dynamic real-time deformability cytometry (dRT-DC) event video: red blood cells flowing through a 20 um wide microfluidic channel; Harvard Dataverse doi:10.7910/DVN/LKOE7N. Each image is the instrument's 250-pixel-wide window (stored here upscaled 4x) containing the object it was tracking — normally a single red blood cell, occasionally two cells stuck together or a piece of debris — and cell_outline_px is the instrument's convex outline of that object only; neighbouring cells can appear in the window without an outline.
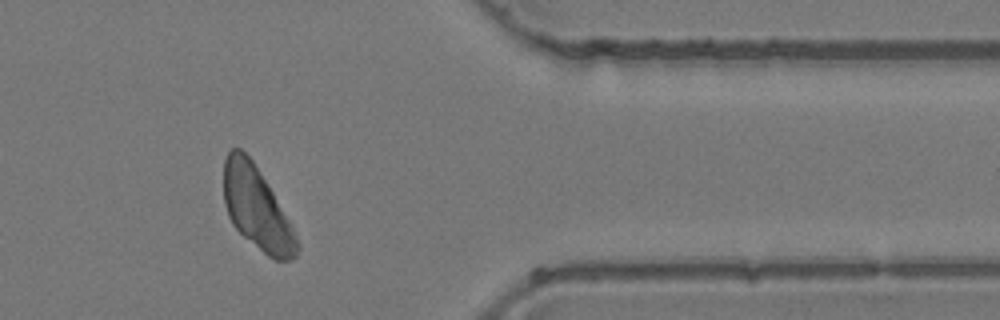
{"species": "common noctule bat (a hibernating species)", "species_latin": "Nyctalus noctula", "temperature_condition": "room temperature", "stored_images_in_passage": 47, "camera_frame_rate_fps": 3000, "um_per_image_px": 0.085, "animal": {"sex": "female", "body_mass_g": 24.6, "forearm_length_mm": 56.2}, "frame": {"image": 1, "passage_image": 39, "time_ms": 12.667, "image_size_px": [1000, 320], "cell_outline_px": [[300, 248], [296, 256], [292, 260], [276, 260], [268, 256], [244, 236], [232, 224], [228, 216], [224, 204], [224, 160], [228, 152], [232, 148], [240, 148], [252, 160], [292, 224], [300, 244]], "centroid_in_image_um": [21.84, 17.73], "position_along_channel_um": 389.6, "area_um2": 34.97}}